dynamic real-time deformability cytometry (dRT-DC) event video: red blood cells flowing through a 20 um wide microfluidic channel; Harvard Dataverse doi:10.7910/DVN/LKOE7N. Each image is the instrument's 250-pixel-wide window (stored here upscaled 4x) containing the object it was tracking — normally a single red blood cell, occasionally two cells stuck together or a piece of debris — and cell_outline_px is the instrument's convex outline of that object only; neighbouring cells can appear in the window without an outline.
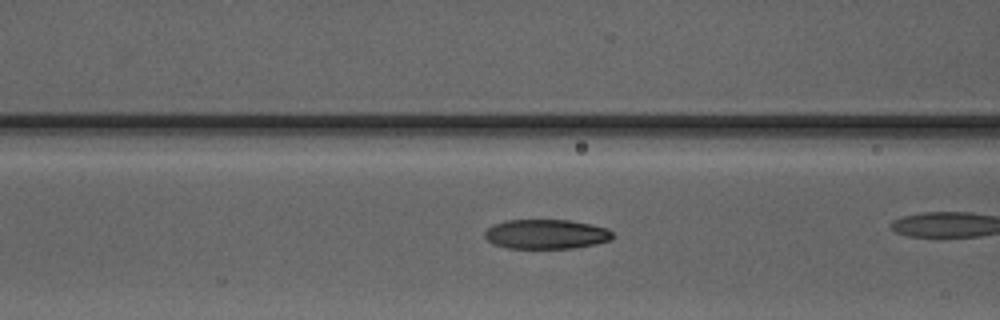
{"species": "Egyptian fruit bat (a non-hibernating species)", "species_latin": "Rousettus aegyptiacus", "temperature_condition": "warm", "stored_images_in_passage": 30, "camera_frame_rate_fps": 3000, "um_per_image_px": 0.085, "animal": {"sex": "male"}, "frame": {"image": 1, "passage_image": 4, "time_ms": 1.0, "image_size_px": [1000, 320], "cell_outline_px": [[612, 236], [608, 240], [596, 244], [572, 248], [508, 248], [492, 244], [484, 236], [484, 232], [492, 224], [504, 220], [568, 220], [592, 224], [608, 228], [612, 232]], "centroid_in_image_um": [46.39, 19.89], "position_along_channel_um": 120.2, "area_um2": 22.08}}
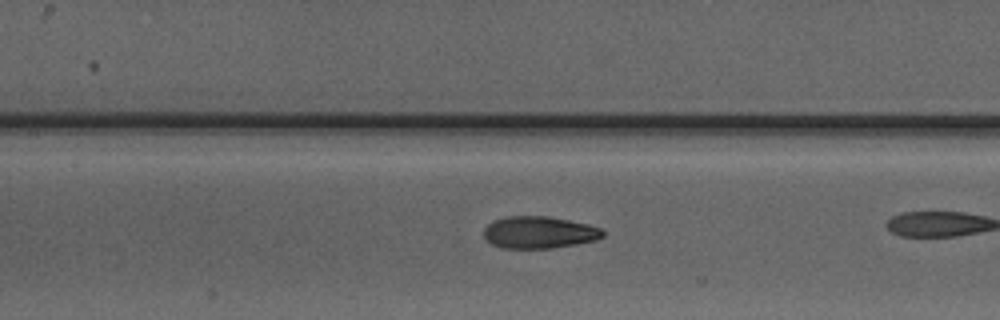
{"frame": {"image": 2, "passage_image": 7, "time_ms": 2.0, "image_size_px": [1000, 320], "cell_outline_px": [[604, 236], [596, 240], [576, 244], [552, 248], [500, 248], [484, 240], [484, 228], [492, 220], [508, 216], [548, 216], [588, 224], [600, 228], [604, 232]], "centroid_in_image_um": [45.79, 19.75], "position_along_channel_um": 161.6, "area_um2": 22.37}}